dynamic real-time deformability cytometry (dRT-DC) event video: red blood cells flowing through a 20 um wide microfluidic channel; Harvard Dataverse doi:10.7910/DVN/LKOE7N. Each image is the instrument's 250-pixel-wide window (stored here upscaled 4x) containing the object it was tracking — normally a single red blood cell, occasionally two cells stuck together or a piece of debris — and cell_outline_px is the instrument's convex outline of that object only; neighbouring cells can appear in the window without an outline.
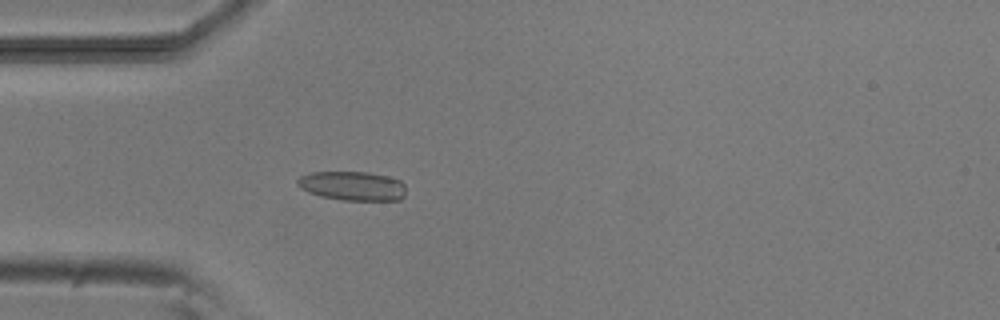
{"species": "common noctule bat (a hibernating species)", "species_latin": "Nyctalus noctula", "temperature_condition": "room temperature", "stored_images_in_passage": 1, "camera_frame_rate_fps": 3000, "um_per_image_px": 0.085, "animal": {"sex": "male", "body_mass_g": 20.5, "forearm_length_mm": 52.5}, "frame": {"image": 1, "passage_image": 1, "time_ms": 0.0, "image_size_px": [1000, 320], "cell_outline_px": [[404, 196], [400, 200], [340, 200], [320, 196], [308, 192], [300, 188], [296, 184], [296, 180], [300, 176], [312, 172], [368, 172], [388, 176], [400, 180], [404, 184]], "centroid_in_image_um": [29.93, 15.8], "position_along_channel_um": 55.1, "area_um2": 18.55}}